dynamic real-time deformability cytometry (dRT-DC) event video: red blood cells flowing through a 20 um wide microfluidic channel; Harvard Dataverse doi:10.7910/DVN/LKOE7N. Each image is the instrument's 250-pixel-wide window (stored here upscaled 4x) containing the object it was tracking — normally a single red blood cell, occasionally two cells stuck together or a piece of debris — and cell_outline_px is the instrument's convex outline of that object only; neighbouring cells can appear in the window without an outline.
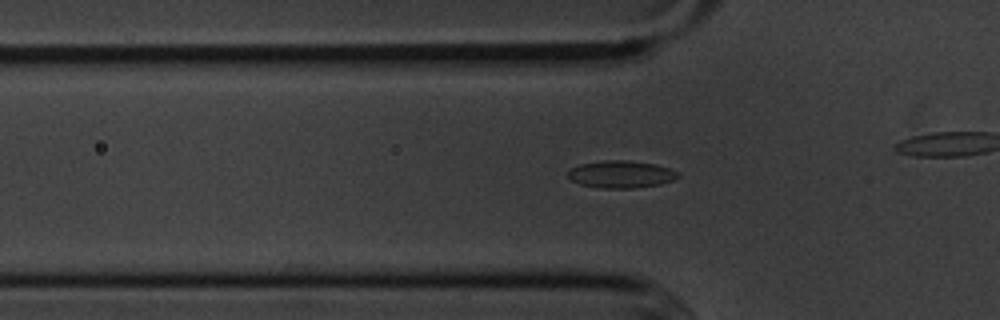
{"species": "common noctule bat (a hibernating species)", "species_latin": "Nyctalus noctula", "temperature_condition": "cold", "stored_images_in_passage": 55, "camera_frame_rate_fps": 3000, "um_per_image_px": 0.085, "animal": {"sex": "male", "body_mass_g": 20.1, "forearm_length_mm": 53.5}, "frame": {"image": 1, "passage_image": 18, "time_ms": 5.667, "image_size_px": [1000, 320], "cell_outline_px": [[680, 176], [672, 180], [660, 184], [632, 188], [596, 188], [580, 184], [572, 180], [568, 176], [568, 172], [572, 168], [580, 164], [604, 160], [628, 160], [656, 164], [680, 172]], "centroid_in_image_um": [52.8, 14.81], "position_along_channel_um": 73.0, "area_um2": 17.51}}
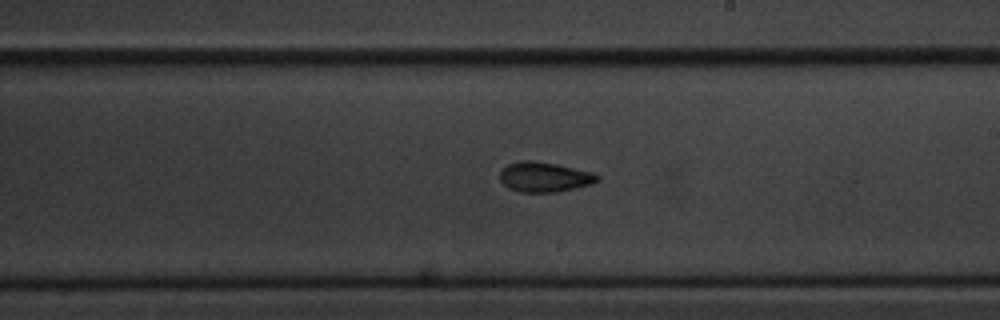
{"frame": {"image": 2, "passage_image": 32, "time_ms": 10.333, "image_size_px": [1000, 320], "cell_outline_px": [[600, 180], [592, 184], [576, 188], [556, 192], [520, 192], [508, 188], [500, 180], [500, 172], [508, 164], [520, 160], [536, 160], [556, 164], [592, 172], [600, 176]], "centroid_in_image_um": [46.29, 15.04], "position_along_channel_um": 242.7, "area_um2": 17.11}}
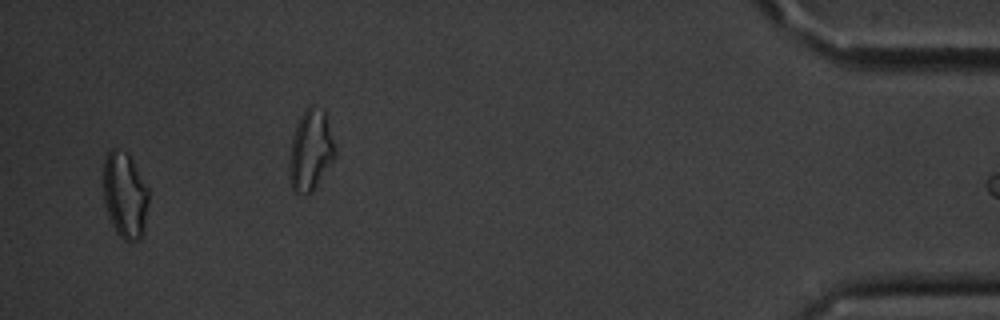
{"frame": {"image": 3, "passage_image": 54, "time_ms": 17.667, "image_size_px": [1000, 320], "cell_outline_px": [[148, 204], [144, 232], [136, 240], [124, 240], [116, 232], [112, 224], [104, 204], [104, 160], [108, 152], [112, 148], [116, 148], [128, 152], [148, 188]], "centroid_in_image_um": [10.62, 16.56], "position_along_channel_um": 424.6, "area_um2": 22.66}}